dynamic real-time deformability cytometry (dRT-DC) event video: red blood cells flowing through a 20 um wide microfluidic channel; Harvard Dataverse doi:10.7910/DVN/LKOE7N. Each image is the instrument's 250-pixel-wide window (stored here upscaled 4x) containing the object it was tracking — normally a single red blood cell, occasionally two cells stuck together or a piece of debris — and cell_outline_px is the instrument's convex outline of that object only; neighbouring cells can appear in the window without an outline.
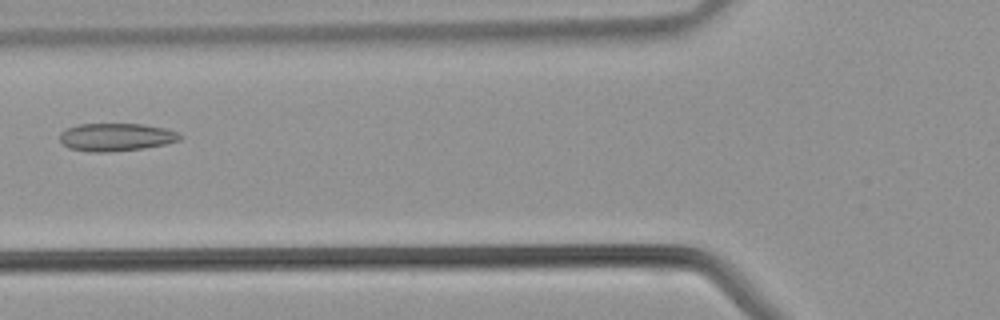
{"species": "common noctule bat (a hibernating species)", "species_latin": "Nyctalus noctula", "temperature_condition": "warm", "stored_images_in_passage": 39, "camera_frame_rate_fps": 3000, "um_per_image_px": 0.085, "animal": {"sex": "male", "body_mass_g": 21.5, "forearm_length_mm": 52.0}, "frame": {"image": 1, "passage_image": 13, "time_ms": 4.0, "image_size_px": [1000, 320], "cell_outline_px": [[184, 136], [180, 140], [164, 144], [144, 148], [108, 152], [88, 152], [68, 148], [60, 140], [60, 132], [68, 128], [80, 124], [144, 124], [164, 128], [176, 132]], "centroid_in_image_um": [9.86, 11.66], "position_along_channel_um": 115.9, "area_um2": 19.48}}
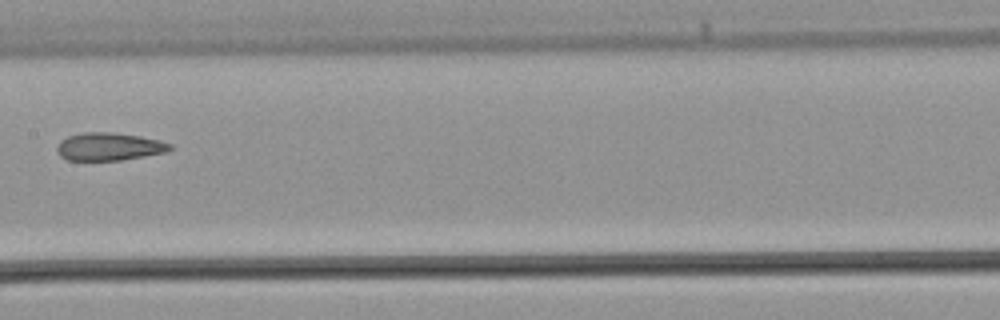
{"frame": {"image": 2, "passage_image": 18, "time_ms": 5.667, "image_size_px": [1000, 320], "cell_outline_px": [[172, 148], [164, 152], [144, 156], [120, 160], [68, 160], [60, 156], [56, 148], [60, 140], [68, 136], [84, 132], [112, 132], [140, 136], [160, 140], [172, 144]], "centroid_in_image_um": [9.25, 12.45], "position_along_channel_um": 198.1, "area_um2": 18.26}}
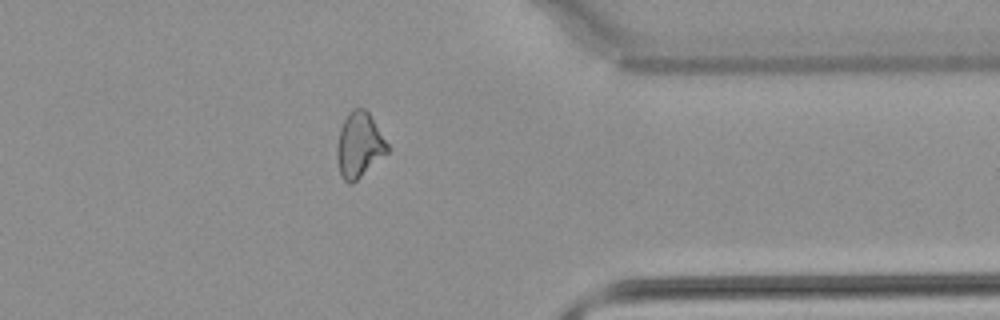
{"frame": {"image": 3, "passage_image": 30, "time_ms": 9.667, "image_size_px": [1000, 320], "cell_outline_px": [[388, 152], [352, 184], [348, 184], [344, 180], [340, 172], [336, 156], [336, 148], [340, 128], [348, 112], [356, 108], [364, 108], [368, 112], [388, 144]], "centroid_in_image_um": [30.51, 12.33], "position_along_channel_um": 380.9, "area_um2": 18.9}}